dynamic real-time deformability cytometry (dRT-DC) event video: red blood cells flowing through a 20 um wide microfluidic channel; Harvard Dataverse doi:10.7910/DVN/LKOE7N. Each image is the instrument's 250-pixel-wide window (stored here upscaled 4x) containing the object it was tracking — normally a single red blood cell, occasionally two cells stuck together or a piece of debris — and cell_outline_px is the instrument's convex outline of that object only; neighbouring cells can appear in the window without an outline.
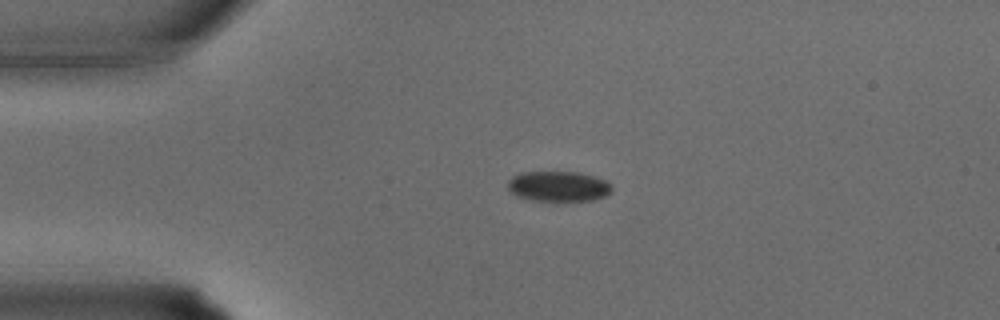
{"species": "common noctule bat (a hibernating species)", "species_latin": "Nyctalus noctula", "temperature_condition": "warm", "stored_images_in_passage": 27, "camera_frame_rate_fps": 3000, "um_per_image_px": 0.085, "animal": {"sex": "male", "body_mass_g": 15.6}, "frame": {"image": 1, "passage_image": 1, "time_ms": 0.0, "image_size_px": [1000, 320], "cell_outline_px": [[612, 192], [604, 196], [592, 200], [532, 200], [516, 196], [508, 188], [508, 180], [512, 176], [520, 172], [576, 172], [592, 176], [604, 180], [612, 188]], "centroid_in_image_um": [47.42, 15.83], "position_along_channel_um": 37.6, "area_um2": 18.09}}
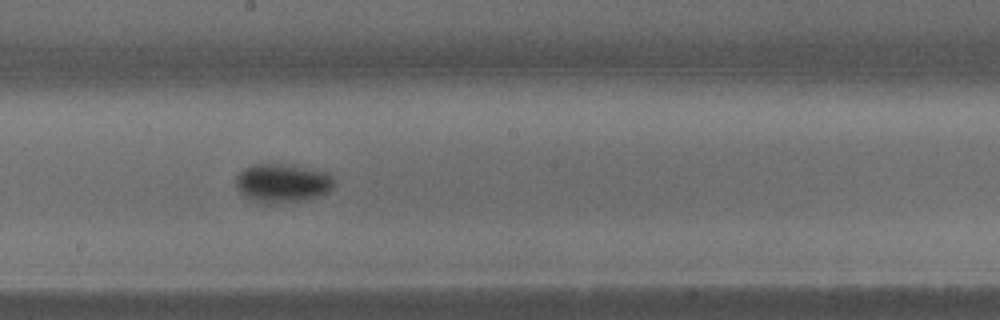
{"frame": {"image": 2, "passage_image": 12, "time_ms": 3.667, "image_size_px": [1000, 320], "cell_outline_px": [[332, 188], [328, 192], [304, 200], [276, 204], [264, 204], [252, 200], [244, 196], [236, 188], [236, 176], [244, 168], [252, 164], [292, 164], [328, 172], [332, 176]], "centroid_in_image_um": [23.98, 15.56], "position_along_channel_um": 224.2, "area_um2": 22.43}}
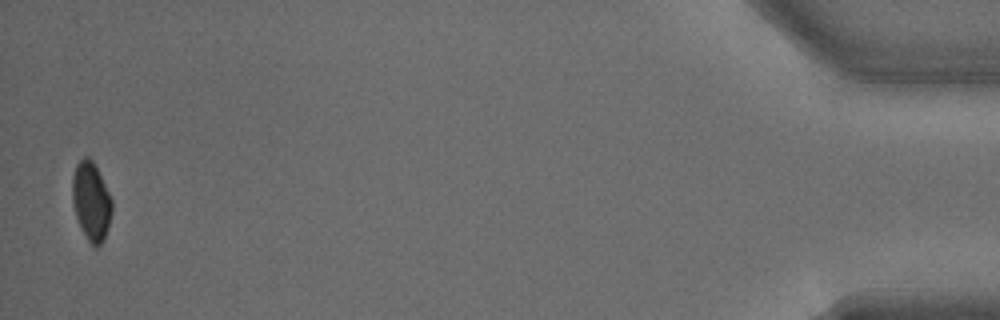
{"frame": {"image": 3, "passage_image": 27, "time_ms": 8.667, "image_size_px": [1000, 320], "cell_outline_px": [[112, 212], [104, 240], [96, 248], [88, 240], [76, 216], [72, 200], [72, 176], [76, 164], [84, 156], [88, 156], [92, 160], [112, 200]], "centroid_in_image_um": [7.74, 17.09], "position_along_channel_um": 427.5, "area_um2": 17.8}}